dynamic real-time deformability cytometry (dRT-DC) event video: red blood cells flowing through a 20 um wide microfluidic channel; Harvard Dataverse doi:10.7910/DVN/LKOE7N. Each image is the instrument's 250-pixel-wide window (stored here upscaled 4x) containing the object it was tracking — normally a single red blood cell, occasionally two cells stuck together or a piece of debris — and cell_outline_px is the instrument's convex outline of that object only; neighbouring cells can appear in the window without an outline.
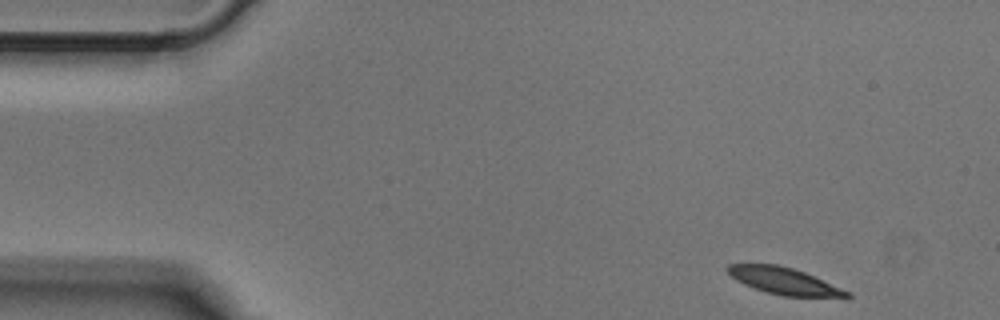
{"species": "Egyptian fruit bat (a non-hibernating species)", "species_latin": "Rousettus aegyptiacus", "temperature_condition": "cold", "stored_images_in_passage": 4, "segment_of_instrument_passage": [1, 2], "camera_frame_rate_fps": 3000, "um_per_image_px": 0.085, "animal": {"sex": "male"}, "frame": {"image": 1, "passage_image": 1, "time_ms": 0.0, "image_size_px": [1000, 320], "cell_outline_px": [[852, 296], [780, 296], [764, 292], [744, 284], [736, 280], [724, 268], [728, 264], [776, 264], [792, 268], [804, 272], [852, 292]], "centroid_in_image_um": [66.6, 23.87], "position_along_channel_um": 18.4, "area_um2": 18.44}}